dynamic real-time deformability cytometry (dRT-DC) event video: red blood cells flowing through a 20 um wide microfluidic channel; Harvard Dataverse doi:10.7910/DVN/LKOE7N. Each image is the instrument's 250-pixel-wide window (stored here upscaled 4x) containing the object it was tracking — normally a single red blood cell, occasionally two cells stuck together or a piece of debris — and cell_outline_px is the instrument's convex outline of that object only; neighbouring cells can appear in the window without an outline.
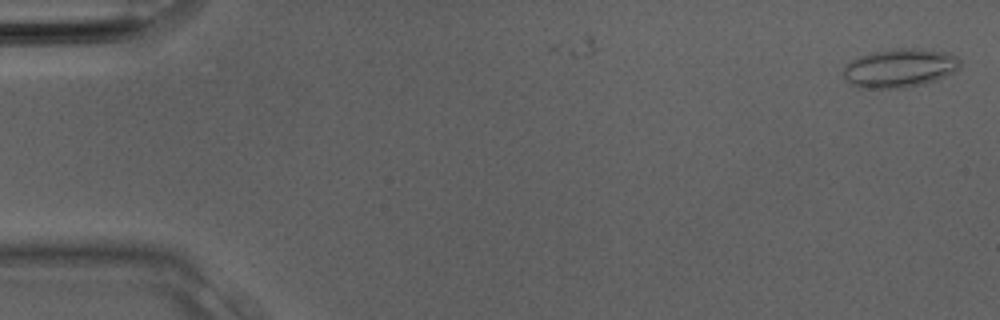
{"species": "Egyptian fruit bat (a non-hibernating species)", "species_latin": "Rousettus aegyptiacus", "temperature_condition": "room temperature", "stored_images_in_passage": 3, "camera_frame_rate_fps": 3000, "um_per_image_px": 0.085, "animal": {"sex": "male"}, "frame": {"image": 1, "passage_image": 3, "time_ms": 0.667, "image_size_px": [1000, 320], "cell_outline_px": [[960, 68], [936, 80], [924, 84], [904, 88], [856, 88], [848, 84], [844, 80], [844, 64], [860, 56], [872, 52], [892, 48], [916, 48], [944, 52], [956, 56], [960, 60]], "centroid_in_image_um": [76.42, 5.79], "position_along_channel_um": 8.6, "area_um2": 26.59}}